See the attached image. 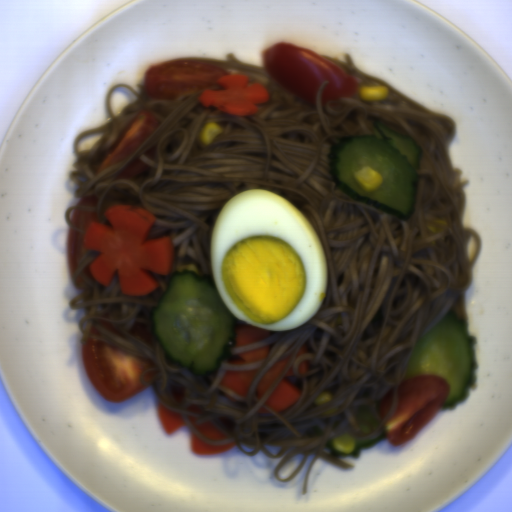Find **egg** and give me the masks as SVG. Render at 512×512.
<instances>
[{
  "mask_svg": "<svg viewBox=\"0 0 512 512\" xmlns=\"http://www.w3.org/2000/svg\"><path fill=\"white\" fill-rule=\"evenodd\" d=\"M212 279L227 309L260 330L317 316L330 285L324 244L293 203L244 189L223 204L210 236Z\"/></svg>",
  "mask_w": 512,
  "mask_h": 512,
  "instance_id": "1",
  "label": "egg"
}]
</instances>
